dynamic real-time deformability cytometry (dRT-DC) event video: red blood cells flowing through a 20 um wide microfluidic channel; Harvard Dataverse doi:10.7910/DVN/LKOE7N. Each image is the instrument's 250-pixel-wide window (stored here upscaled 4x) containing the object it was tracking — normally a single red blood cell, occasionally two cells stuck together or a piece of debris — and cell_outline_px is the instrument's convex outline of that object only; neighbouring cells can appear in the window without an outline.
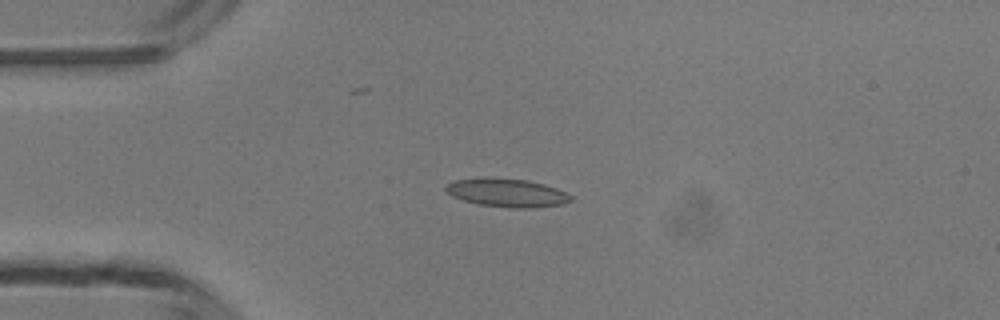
{"species": "common noctule bat (a hibernating species)", "species_latin": "Nyctalus noctula", "temperature_condition": "room temperature", "stored_images_in_passage": 2, "camera_frame_rate_fps": 3000, "um_per_image_px": 0.085, "animal": {"sex": "male", "body_mass_g": 13.3}, "frame": {"image": 1, "passage_image": 1, "time_ms": 0.0, "image_size_px": [1000, 320], "cell_outline_px": [[572, 200], [564, 204], [528, 208], [512, 208], [480, 204], [464, 200], [452, 196], [444, 188], [452, 180], [528, 180], [544, 184], [568, 192], [572, 196]], "centroid_in_image_um": [43.19, 16.43], "position_along_channel_um": 41.8, "area_um2": 19.83}}